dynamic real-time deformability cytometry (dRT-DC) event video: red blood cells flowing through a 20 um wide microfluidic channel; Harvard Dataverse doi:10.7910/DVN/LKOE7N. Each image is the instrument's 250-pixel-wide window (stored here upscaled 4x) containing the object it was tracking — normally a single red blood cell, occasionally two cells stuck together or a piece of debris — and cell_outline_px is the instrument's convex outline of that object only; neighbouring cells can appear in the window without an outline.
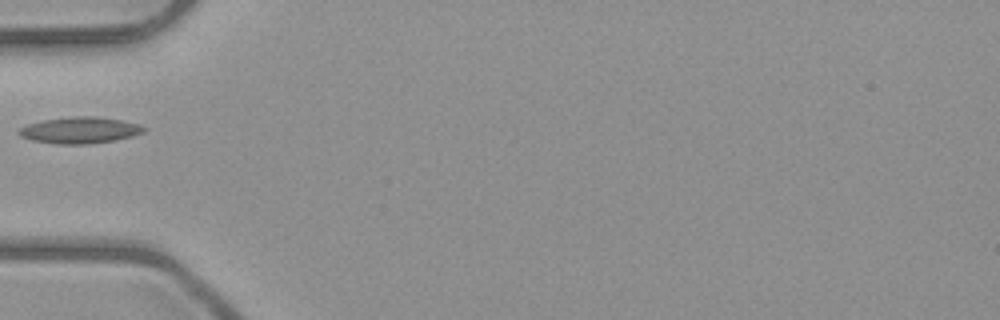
{"species": "common noctule bat (a hibernating species)", "species_latin": "Nyctalus noctula", "temperature_condition": "room temperature", "stored_images_in_passage": 2, "camera_frame_rate_fps": 3000, "um_per_image_px": 0.085, "animal": {"sex": "male", "body_mass_g": 23.1, "forearm_length_mm": 52.7}, "frame": {"image": 1, "passage_image": 2, "time_ms": 1.333, "image_size_px": [1000, 320], "cell_outline_px": [[148, 128], [144, 132], [132, 136], [116, 140], [88, 144], [56, 144], [32, 140], [20, 136], [16, 132], [20, 128], [28, 124], [44, 120], [72, 116], [96, 116], [120, 120], [140, 124]], "centroid_in_image_um": [6.81, 11.07], "position_along_channel_um": 78.2, "area_um2": 19.31}}